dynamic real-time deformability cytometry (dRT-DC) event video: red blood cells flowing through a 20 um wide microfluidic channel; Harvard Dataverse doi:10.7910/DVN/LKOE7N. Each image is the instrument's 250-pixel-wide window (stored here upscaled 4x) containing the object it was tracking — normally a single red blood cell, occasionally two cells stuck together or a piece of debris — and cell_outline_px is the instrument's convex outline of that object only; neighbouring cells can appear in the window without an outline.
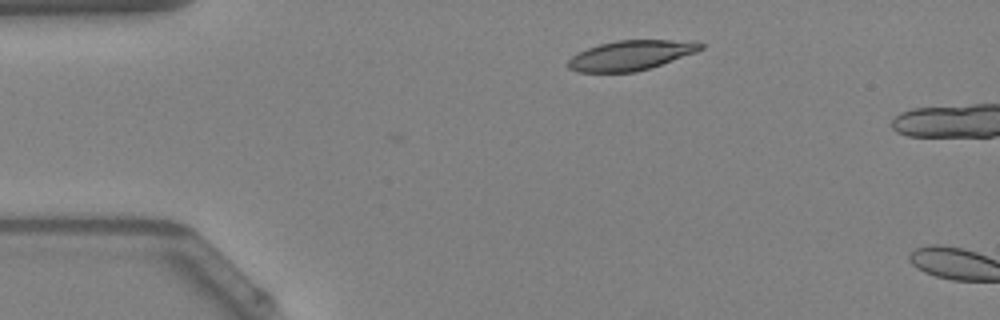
{"species": "Egyptian fruit bat (a non-hibernating species)", "species_latin": "Rousettus aegyptiacus", "temperature_condition": "warm", "stored_images_in_passage": 4, "camera_frame_rate_fps": 3000, "um_per_image_px": 0.085, "animal": {"sex": "female"}, "frame": {"image": 1, "passage_image": 1, "time_ms": 0.0, "image_size_px": [1000, 320], "cell_outline_px": [[704, 48], [696, 52], [636, 72], [580, 72], [568, 68], [568, 60], [572, 56], [588, 48], [600, 44], [616, 40], [696, 40], [704, 44]], "centroid_in_image_um": [53.66, 4.68], "position_along_channel_um": 31.3, "area_um2": 22.89}}